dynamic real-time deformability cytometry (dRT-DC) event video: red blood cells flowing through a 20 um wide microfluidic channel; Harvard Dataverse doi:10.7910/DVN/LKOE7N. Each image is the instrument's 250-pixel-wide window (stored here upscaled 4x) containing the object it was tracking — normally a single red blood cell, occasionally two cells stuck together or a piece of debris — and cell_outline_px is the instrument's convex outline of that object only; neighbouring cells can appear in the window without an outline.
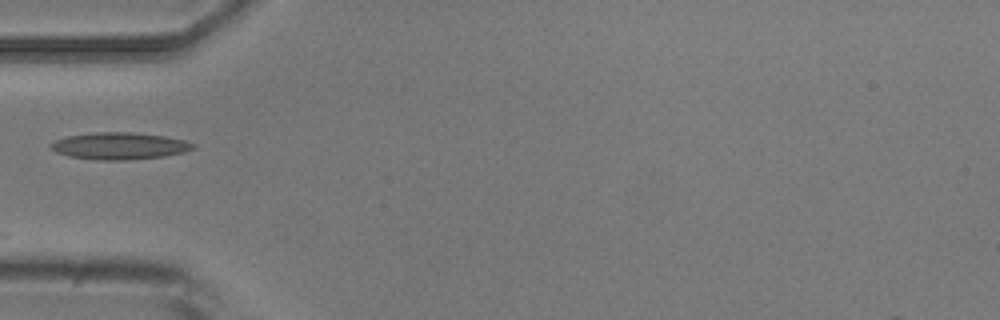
{"species": "common noctule bat (a hibernating species)", "species_latin": "Nyctalus noctula", "temperature_condition": "room temperature", "stored_images_in_passage": 6, "camera_frame_rate_fps": 3000, "um_per_image_px": 0.085, "animal": {"sex": "male", "body_mass_g": 20.5, "forearm_length_mm": 52.5}, "frame": {"image": 1, "passage_image": 5, "time_ms": 5.667, "image_size_px": [1000, 320], "cell_outline_px": [[196, 148], [184, 152], [164, 156], [124, 160], [100, 160], [68, 156], [56, 152], [48, 148], [48, 144], [56, 140], [68, 136], [96, 132], [132, 132], [164, 136], [184, 140], [196, 144]], "centroid_in_image_um": [10.14, 12.4], "position_along_channel_um": 74.9, "area_um2": 22.37}}
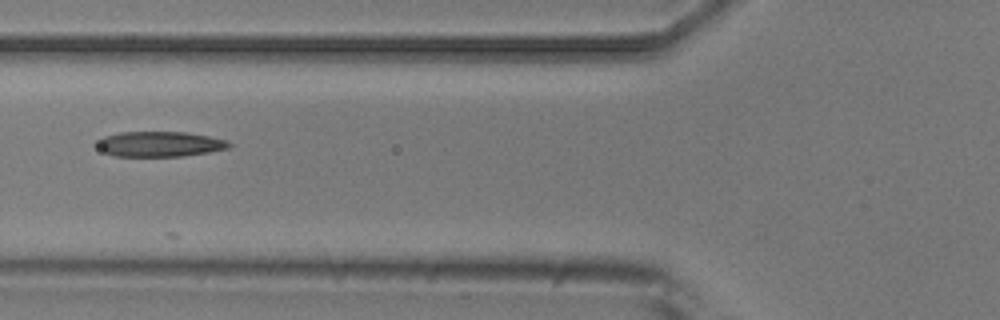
{"frame": {"image": 2, "passage_image": 6, "time_ms": 6.667, "image_size_px": [1000, 320], "cell_outline_px": [[232, 144], [228, 148], [208, 152], [184, 156], [112, 156], [104, 152], [92, 144], [96, 140], [104, 136], [120, 132], [184, 132], [208, 136], [228, 140]], "centroid_in_image_um": [13.51, 12.24], "position_along_channel_um": 112.3, "area_um2": 19.59}}